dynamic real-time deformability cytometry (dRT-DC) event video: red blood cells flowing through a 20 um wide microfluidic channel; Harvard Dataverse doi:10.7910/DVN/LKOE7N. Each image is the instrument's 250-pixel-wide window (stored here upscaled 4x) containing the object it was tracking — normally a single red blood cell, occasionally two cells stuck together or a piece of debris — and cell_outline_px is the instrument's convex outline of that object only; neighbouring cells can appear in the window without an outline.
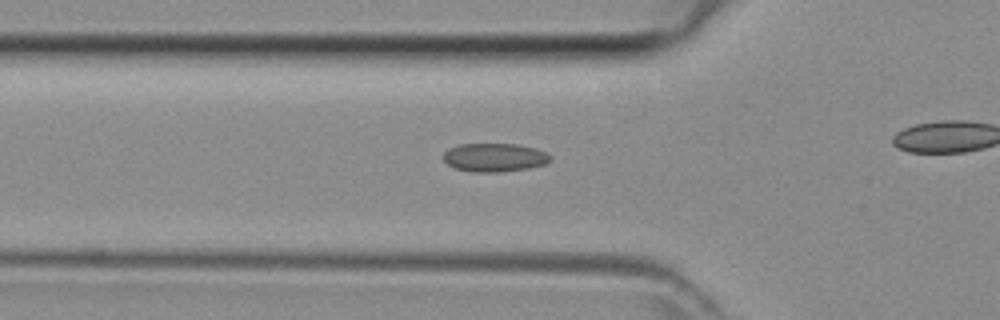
{"species": "common noctule bat (a hibernating species)", "species_latin": "Nyctalus noctula", "temperature_condition": "room temperature", "stored_images_in_passage": 27, "camera_frame_rate_fps": 3000, "um_per_image_px": 0.085, "animal": {"sex": "female", "body_mass_g": 29.2, "forearm_length_mm": 56.3}, "frame": {"image": 1, "passage_image": 7, "time_ms": 2.0, "image_size_px": [1000, 320], "cell_outline_px": [[552, 160], [544, 164], [528, 168], [500, 172], [472, 172], [456, 168], [448, 164], [444, 160], [444, 152], [448, 148], [460, 144], [516, 144], [536, 148], [548, 152], [552, 156]], "centroid_in_image_um": [42.07, 13.38], "position_along_channel_um": 83.7, "area_um2": 17.86}}
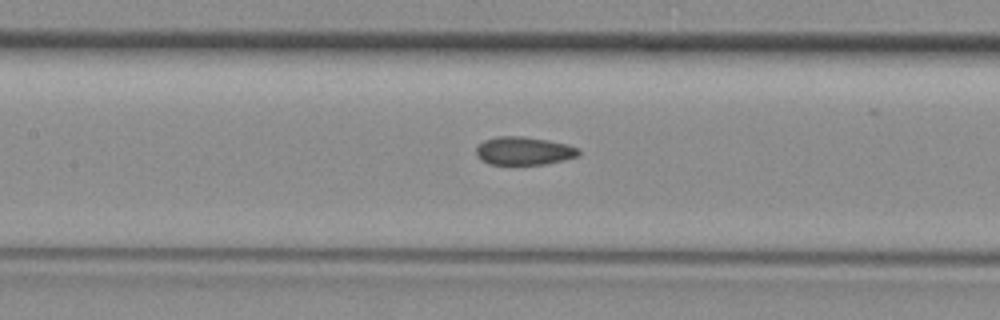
{"frame": {"image": 2, "passage_image": 12, "time_ms": 3.667, "image_size_px": [1000, 320], "cell_outline_px": [[580, 152], [576, 156], [564, 160], [544, 164], [488, 164], [480, 160], [476, 156], [476, 148], [484, 140], [496, 136], [520, 136], [548, 140], [568, 144], [580, 148]], "centroid_in_image_um": [44.51, 12.82], "position_along_channel_um": 162.9, "area_um2": 16.88}}
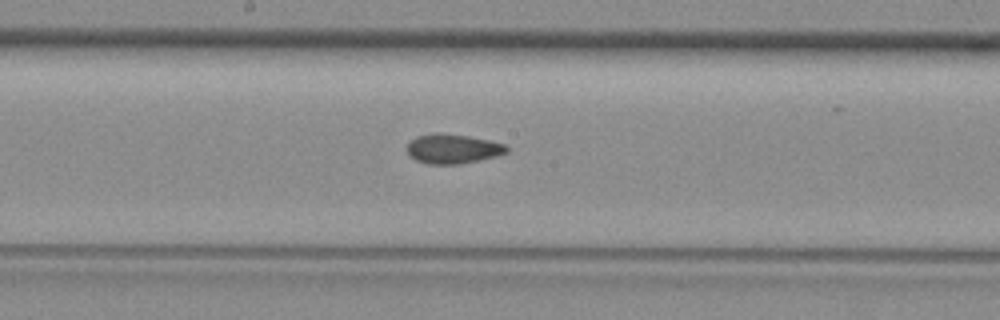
{"frame": {"image": 3, "passage_image": 15, "time_ms": 4.667, "image_size_px": [1000, 320], "cell_outline_px": [[508, 152], [496, 156], [460, 164], [428, 164], [416, 160], [408, 152], [408, 144], [416, 136], [432, 132], [440, 132], [468, 136], [488, 140], [504, 144], [508, 148]], "centroid_in_image_um": [38.48, 12.63], "position_along_channel_um": 209.7, "area_um2": 17.05}}